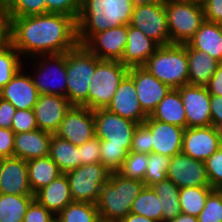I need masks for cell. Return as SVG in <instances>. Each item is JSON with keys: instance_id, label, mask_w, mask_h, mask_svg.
<instances>
[{"instance_id": "1", "label": "cell", "mask_w": 222, "mask_h": 222, "mask_svg": "<svg viewBox=\"0 0 222 222\" xmlns=\"http://www.w3.org/2000/svg\"><path fill=\"white\" fill-rule=\"evenodd\" d=\"M9 18L11 44L22 59L29 58L32 67L34 57L62 54L79 44L77 20L73 17L59 13H45Z\"/></svg>"}, {"instance_id": "2", "label": "cell", "mask_w": 222, "mask_h": 222, "mask_svg": "<svg viewBox=\"0 0 222 222\" xmlns=\"http://www.w3.org/2000/svg\"><path fill=\"white\" fill-rule=\"evenodd\" d=\"M133 9L131 0H82L77 18L79 44L96 33L129 24Z\"/></svg>"}, {"instance_id": "3", "label": "cell", "mask_w": 222, "mask_h": 222, "mask_svg": "<svg viewBox=\"0 0 222 222\" xmlns=\"http://www.w3.org/2000/svg\"><path fill=\"white\" fill-rule=\"evenodd\" d=\"M144 186V182L112 172L96 203L100 220L120 222L131 213L132 204Z\"/></svg>"}, {"instance_id": "4", "label": "cell", "mask_w": 222, "mask_h": 222, "mask_svg": "<svg viewBox=\"0 0 222 222\" xmlns=\"http://www.w3.org/2000/svg\"><path fill=\"white\" fill-rule=\"evenodd\" d=\"M142 67L171 89L187 85L186 43L159 46Z\"/></svg>"}, {"instance_id": "5", "label": "cell", "mask_w": 222, "mask_h": 222, "mask_svg": "<svg viewBox=\"0 0 222 222\" xmlns=\"http://www.w3.org/2000/svg\"><path fill=\"white\" fill-rule=\"evenodd\" d=\"M100 61L81 44L66 52V97L72 106L88 108L89 85Z\"/></svg>"}, {"instance_id": "6", "label": "cell", "mask_w": 222, "mask_h": 222, "mask_svg": "<svg viewBox=\"0 0 222 222\" xmlns=\"http://www.w3.org/2000/svg\"><path fill=\"white\" fill-rule=\"evenodd\" d=\"M171 44H185L205 21L201 4L181 0H165Z\"/></svg>"}, {"instance_id": "7", "label": "cell", "mask_w": 222, "mask_h": 222, "mask_svg": "<svg viewBox=\"0 0 222 222\" xmlns=\"http://www.w3.org/2000/svg\"><path fill=\"white\" fill-rule=\"evenodd\" d=\"M129 68L120 61L101 60L95 68L88 90V108H106L119 86L128 74Z\"/></svg>"}, {"instance_id": "8", "label": "cell", "mask_w": 222, "mask_h": 222, "mask_svg": "<svg viewBox=\"0 0 222 222\" xmlns=\"http://www.w3.org/2000/svg\"><path fill=\"white\" fill-rule=\"evenodd\" d=\"M32 59L35 63V67H33L35 70L31 71L33 73L31 77L39 95L53 94L66 97V52L41 55Z\"/></svg>"}, {"instance_id": "9", "label": "cell", "mask_w": 222, "mask_h": 222, "mask_svg": "<svg viewBox=\"0 0 222 222\" xmlns=\"http://www.w3.org/2000/svg\"><path fill=\"white\" fill-rule=\"evenodd\" d=\"M111 171L101 163L81 165L66 174L73 201L96 204Z\"/></svg>"}, {"instance_id": "10", "label": "cell", "mask_w": 222, "mask_h": 222, "mask_svg": "<svg viewBox=\"0 0 222 222\" xmlns=\"http://www.w3.org/2000/svg\"><path fill=\"white\" fill-rule=\"evenodd\" d=\"M129 25L142 31L159 46L171 44L165 0L134 7Z\"/></svg>"}, {"instance_id": "11", "label": "cell", "mask_w": 222, "mask_h": 222, "mask_svg": "<svg viewBox=\"0 0 222 222\" xmlns=\"http://www.w3.org/2000/svg\"><path fill=\"white\" fill-rule=\"evenodd\" d=\"M95 136L107 145L131 146L138 123L125 119L106 108L93 110Z\"/></svg>"}, {"instance_id": "12", "label": "cell", "mask_w": 222, "mask_h": 222, "mask_svg": "<svg viewBox=\"0 0 222 222\" xmlns=\"http://www.w3.org/2000/svg\"><path fill=\"white\" fill-rule=\"evenodd\" d=\"M55 136L80 146L95 136L93 110L84 106H71Z\"/></svg>"}, {"instance_id": "13", "label": "cell", "mask_w": 222, "mask_h": 222, "mask_svg": "<svg viewBox=\"0 0 222 222\" xmlns=\"http://www.w3.org/2000/svg\"><path fill=\"white\" fill-rule=\"evenodd\" d=\"M128 24L92 35L83 46L100 60L121 61L127 45Z\"/></svg>"}, {"instance_id": "14", "label": "cell", "mask_w": 222, "mask_h": 222, "mask_svg": "<svg viewBox=\"0 0 222 222\" xmlns=\"http://www.w3.org/2000/svg\"><path fill=\"white\" fill-rule=\"evenodd\" d=\"M178 90L185 109L187 128L212 126L211 95L207 87L187 84Z\"/></svg>"}, {"instance_id": "15", "label": "cell", "mask_w": 222, "mask_h": 222, "mask_svg": "<svg viewBox=\"0 0 222 222\" xmlns=\"http://www.w3.org/2000/svg\"><path fill=\"white\" fill-rule=\"evenodd\" d=\"M167 178L180 189L211 186L207 177L205 162L195 160L182 152L170 158Z\"/></svg>"}, {"instance_id": "16", "label": "cell", "mask_w": 222, "mask_h": 222, "mask_svg": "<svg viewBox=\"0 0 222 222\" xmlns=\"http://www.w3.org/2000/svg\"><path fill=\"white\" fill-rule=\"evenodd\" d=\"M128 75L134 80L136 95L143 112L150 116L171 88L142 66L129 68Z\"/></svg>"}, {"instance_id": "17", "label": "cell", "mask_w": 222, "mask_h": 222, "mask_svg": "<svg viewBox=\"0 0 222 222\" xmlns=\"http://www.w3.org/2000/svg\"><path fill=\"white\" fill-rule=\"evenodd\" d=\"M221 146L219 130L214 126L185 128L181 152L205 162Z\"/></svg>"}, {"instance_id": "18", "label": "cell", "mask_w": 222, "mask_h": 222, "mask_svg": "<svg viewBox=\"0 0 222 222\" xmlns=\"http://www.w3.org/2000/svg\"><path fill=\"white\" fill-rule=\"evenodd\" d=\"M151 130V153L162 154L169 158L181 153L185 128L153 119L144 121Z\"/></svg>"}, {"instance_id": "19", "label": "cell", "mask_w": 222, "mask_h": 222, "mask_svg": "<svg viewBox=\"0 0 222 222\" xmlns=\"http://www.w3.org/2000/svg\"><path fill=\"white\" fill-rule=\"evenodd\" d=\"M71 106L67 97L53 94L39 95L33 108L38 129L54 134Z\"/></svg>"}, {"instance_id": "20", "label": "cell", "mask_w": 222, "mask_h": 222, "mask_svg": "<svg viewBox=\"0 0 222 222\" xmlns=\"http://www.w3.org/2000/svg\"><path fill=\"white\" fill-rule=\"evenodd\" d=\"M106 109L138 124L148 118L137 98L134 80L128 74L120 82Z\"/></svg>"}, {"instance_id": "21", "label": "cell", "mask_w": 222, "mask_h": 222, "mask_svg": "<svg viewBox=\"0 0 222 222\" xmlns=\"http://www.w3.org/2000/svg\"><path fill=\"white\" fill-rule=\"evenodd\" d=\"M23 67L0 90V98L9 101L18 110L33 109L39 97L38 90L29 75L31 73L27 74Z\"/></svg>"}, {"instance_id": "22", "label": "cell", "mask_w": 222, "mask_h": 222, "mask_svg": "<svg viewBox=\"0 0 222 222\" xmlns=\"http://www.w3.org/2000/svg\"><path fill=\"white\" fill-rule=\"evenodd\" d=\"M0 193L34 195L29 185L26 160L17 157H7L2 160Z\"/></svg>"}, {"instance_id": "23", "label": "cell", "mask_w": 222, "mask_h": 222, "mask_svg": "<svg viewBox=\"0 0 222 222\" xmlns=\"http://www.w3.org/2000/svg\"><path fill=\"white\" fill-rule=\"evenodd\" d=\"M52 133L36 129L15 134L13 157L26 161L49 156Z\"/></svg>"}, {"instance_id": "24", "label": "cell", "mask_w": 222, "mask_h": 222, "mask_svg": "<svg viewBox=\"0 0 222 222\" xmlns=\"http://www.w3.org/2000/svg\"><path fill=\"white\" fill-rule=\"evenodd\" d=\"M128 38L121 63L128 68L143 66L159 45L139 29L128 24Z\"/></svg>"}, {"instance_id": "25", "label": "cell", "mask_w": 222, "mask_h": 222, "mask_svg": "<svg viewBox=\"0 0 222 222\" xmlns=\"http://www.w3.org/2000/svg\"><path fill=\"white\" fill-rule=\"evenodd\" d=\"M34 199L57 216L67 205L73 202L66 174H60L47 186L34 194Z\"/></svg>"}, {"instance_id": "26", "label": "cell", "mask_w": 222, "mask_h": 222, "mask_svg": "<svg viewBox=\"0 0 222 222\" xmlns=\"http://www.w3.org/2000/svg\"><path fill=\"white\" fill-rule=\"evenodd\" d=\"M187 44L192 49L206 52L213 59L222 63V30L220 23L205 20Z\"/></svg>"}, {"instance_id": "27", "label": "cell", "mask_w": 222, "mask_h": 222, "mask_svg": "<svg viewBox=\"0 0 222 222\" xmlns=\"http://www.w3.org/2000/svg\"><path fill=\"white\" fill-rule=\"evenodd\" d=\"M188 57V84L206 86L220 64L206 52L192 49L186 43Z\"/></svg>"}, {"instance_id": "28", "label": "cell", "mask_w": 222, "mask_h": 222, "mask_svg": "<svg viewBox=\"0 0 222 222\" xmlns=\"http://www.w3.org/2000/svg\"><path fill=\"white\" fill-rule=\"evenodd\" d=\"M153 119L187 128L185 109L178 89H171L150 115Z\"/></svg>"}, {"instance_id": "29", "label": "cell", "mask_w": 222, "mask_h": 222, "mask_svg": "<svg viewBox=\"0 0 222 222\" xmlns=\"http://www.w3.org/2000/svg\"><path fill=\"white\" fill-rule=\"evenodd\" d=\"M49 156L64 174L81 166L79 146L54 134L50 143Z\"/></svg>"}, {"instance_id": "30", "label": "cell", "mask_w": 222, "mask_h": 222, "mask_svg": "<svg viewBox=\"0 0 222 222\" xmlns=\"http://www.w3.org/2000/svg\"><path fill=\"white\" fill-rule=\"evenodd\" d=\"M27 169L29 185L33 194L62 174L50 156L27 161Z\"/></svg>"}, {"instance_id": "31", "label": "cell", "mask_w": 222, "mask_h": 222, "mask_svg": "<svg viewBox=\"0 0 222 222\" xmlns=\"http://www.w3.org/2000/svg\"><path fill=\"white\" fill-rule=\"evenodd\" d=\"M162 205V222L176 218L181 213L179 190L170 179L166 178L151 186Z\"/></svg>"}, {"instance_id": "32", "label": "cell", "mask_w": 222, "mask_h": 222, "mask_svg": "<svg viewBox=\"0 0 222 222\" xmlns=\"http://www.w3.org/2000/svg\"><path fill=\"white\" fill-rule=\"evenodd\" d=\"M34 195L0 193V222H23L24 215Z\"/></svg>"}, {"instance_id": "33", "label": "cell", "mask_w": 222, "mask_h": 222, "mask_svg": "<svg viewBox=\"0 0 222 222\" xmlns=\"http://www.w3.org/2000/svg\"><path fill=\"white\" fill-rule=\"evenodd\" d=\"M213 190L211 186L181 188L179 190L181 212L197 217L203 210L208 195Z\"/></svg>"}, {"instance_id": "34", "label": "cell", "mask_w": 222, "mask_h": 222, "mask_svg": "<svg viewBox=\"0 0 222 222\" xmlns=\"http://www.w3.org/2000/svg\"><path fill=\"white\" fill-rule=\"evenodd\" d=\"M131 213L162 222V205L152 187L144 186L132 204Z\"/></svg>"}, {"instance_id": "35", "label": "cell", "mask_w": 222, "mask_h": 222, "mask_svg": "<svg viewBox=\"0 0 222 222\" xmlns=\"http://www.w3.org/2000/svg\"><path fill=\"white\" fill-rule=\"evenodd\" d=\"M56 218L59 222H99L100 217L94 203L71 202Z\"/></svg>"}, {"instance_id": "36", "label": "cell", "mask_w": 222, "mask_h": 222, "mask_svg": "<svg viewBox=\"0 0 222 222\" xmlns=\"http://www.w3.org/2000/svg\"><path fill=\"white\" fill-rule=\"evenodd\" d=\"M21 58L19 52L12 44L0 50V90L24 66L25 61Z\"/></svg>"}, {"instance_id": "37", "label": "cell", "mask_w": 222, "mask_h": 222, "mask_svg": "<svg viewBox=\"0 0 222 222\" xmlns=\"http://www.w3.org/2000/svg\"><path fill=\"white\" fill-rule=\"evenodd\" d=\"M4 11L8 17H26L46 13L45 0H4Z\"/></svg>"}, {"instance_id": "38", "label": "cell", "mask_w": 222, "mask_h": 222, "mask_svg": "<svg viewBox=\"0 0 222 222\" xmlns=\"http://www.w3.org/2000/svg\"><path fill=\"white\" fill-rule=\"evenodd\" d=\"M149 155L130 151L117 171L123 177L143 182L147 171Z\"/></svg>"}, {"instance_id": "39", "label": "cell", "mask_w": 222, "mask_h": 222, "mask_svg": "<svg viewBox=\"0 0 222 222\" xmlns=\"http://www.w3.org/2000/svg\"><path fill=\"white\" fill-rule=\"evenodd\" d=\"M130 152V146L107 145L100 140V163L111 172H117Z\"/></svg>"}, {"instance_id": "40", "label": "cell", "mask_w": 222, "mask_h": 222, "mask_svg": "<svg viewBox=\"0 0 222 222\" xmlns=\"http://www.w3.org/2000/svg\"><path fill=\"white\" fill-rule=\"evenodd\" d=\"M169 160V157L162 154L153 152L149 154V162L143 181L145 186L151 187L167 178Z\"/></svg>"}, {"instance_id": "41", "label": "cell", "mask_w": 222, "mask_h": 222, "mask_svg": "<svg viewBox=\"0 0 222 222\" xmlns=\"http://www.w3.org/2000/svg\"><path fill=\"white\" fill-rule=\"evenodd\" d=\"M198 222H222V193L214 189L206 200L205 206L197 216Z\"/></svg>"}, {"instance_id": "42", "label": "cell", "mask_w": 222, "mask_h": 222, "mask_svg": "<svg viewBox=\"0 0 222 222\" xmlns=\"http://www.w3.org/2000/svg\"><path fill=\"white\" fill-rule=\"evenodd\" d=\"M205 166L211 187L219 190L222 187V146L205 161Z\"/></svg>"}, {"instance_id": "43", "label": "cell", "mask_w": 222, "mask_h": 222, "mask_svg": "<svg viewBox=\"0 0 222 222\" xmlns=\"http://www.w3.org/2000/svg\"><path fill=\"white\" fill-rule=\"evenodd\" d=\"M46 13H59L77 20L82 0H45Z\"/></svg>"}, {"instance_id": "44", "label": "cell", "mask_w": 222, "mask_h": 222, "mask_svg": "<svg viewBox=\"0 0 222 222\" xmlns=\"http://www.w3.org/2000/svg\"><path fill=\"white\" fill-rule=\"evenodd\" d=\"M38 129L33 109H16L11 130L16 133L31 132Z\"/></svg>"}, {"instance_id": "45", "label": "cell", "mask_w": 222, "mask_h": 222, "mask_svg": "<svg viewBox=\"0 0 222 222\" xmlns=\"http://www.w3.org/2000/svg\"><path fill=\"white\" fill-rule=\"evenodd\" d=\"M130 151L148 155L151 153V130L144 123H140L136 127Z\"/></svg>"}, {"instance_id": "46", "label": "cell", "mask_w": 222, "mask_h": 222, "mask_svg": "<svg viewBox=\"0 0 222 222\" xmlns=\"http://www.w3.org/2000/svg\"><path fill=\"white\" fill-rule=\"evenodd\" d=\"M81 165L100 163V139L94 136L79 146Z\"/></svg>"}, {"instance_id": "47", "label": "cell", "mask_w": 222, "mask_h": 222, "mask_svg": "<svg viewBox=\"0 0 222 222\" xmlns=\"http://www.w3.org/2000/svg\"><path fill=\"white\" fill-rule=\"evenodd\" d=\"M56 216L35 199L30 203L24 215L23 222H51Z\"/></svg>"}, {"instance_id": "48", "label": "cell", "mask_w": 222, "mask_h": 222, "mask_svg": "<svg viewBox=\"0 0 222 222\" xmlns=\"http://www.w3.org/2000/svg\"><path fill=\"white\" fill-rule=\"evenodd\" d=\"M202 7L205 20L222 23V0H205Z\"/></svg>"}, {"instance_id": "49", "label": "cell", "mask_w": 222, "mask_h": 222, "mask_svg": "<svg viewBox=\"0 0 222 222\" xmlns=\"http://www.w3.org/2000/svg\"><path fill=\"white\" fill-rule=\"evenodd\" d=\"M15 133L11 129L0 128V154L4 157H13Z\"/></svg>"}, {"instance_id": "50", "label": "cell", "mask_w": 222, "mask_h": 222, "mask_svg": "<svg viewBox=\"0 0 222 222\" xmlns=\"http://www.w3.org/2000/svg\"><path fill=\"white\" fill-rule=\"evenodd\" d=\"M15 111L12 103L0 98V128L11 129Z\"/></svg>"}, {"instance_id": "51", "label": "cell", "mask_w": 222, "mask_h": 222, "mask_svg": "<svg viewBox=\"0 0 222 222\" xmlns=\"http://www.w3.org/2000/svg\"><path fill=\"white\" fill-rule=\"evenodd\" d=\"M11 44V20L4 9L0 12V50Z\"/></svg>"}, {"instance_id": "52", "label": "cell", "mask_w": 222, "mask_h": 222, "mask_svg": "<svg viewBox=\"0 0 222 222\" xmlns=\"http://www.w3.org/2000/svg\"><path fill=\"white\" fill-rule=\"evenodd\" d=\"M210 110L211 124L218 129L222 125V96L211 95Z\"/></svg>"}, {"instance_id": "53", "label": "cell", "mask_w": 222, "mask_h": 222, "mask_svg": "<svg viewBox=\"0 0 222 222\" xmlns=\"http://www.w3.org/2000/svg\"><path fill=\"white\" fill-rule=\"evenodd\" d=\"M206 87L210 95L222 96V63L217 66Z\"/></svg>"}, {"instance_id": "54", "label": "cell", "mask_w": 222, "mask_h": 222, "mask_svg": "<svg viewBox=\"0 0 222 222\" xmlns=\"http://www.w3.org/2000/svg\"><path fill=\"white\" fill-rule=\"evenodd\" d=\"M120 222H158L142 215L129 213Z\"/></svg>"}, {"instance_id": "55", "label": "cell", "mask_w": 222, "mask_h": 222, "mask_svg": "<svg viewBox=\"0 0 222 222\" xmlns=\"http://www.w3.org/2000/svg\"><path fill=\"white\" fill-rule=\"evenodd\" d=\"M165 222H198V219L195 216L184 214L181 212L176 218Z\"/></svg>"}, {"instance_id": "56", "label": "cell", "mask_w": 222, "mask_h": 222, "mask_svg": "<svg viewBox=\"0 0 222 222\" xmlns=\"http://www.w3.org/2000/svg\"><path fill=\"white\" fill-rule=\"evenodd\" d=\"M134 7L139 5H150L160 0H131Z\"/></svg>"}, {"instance_id": "57", "label": "cell", "mask_w": 222, "mask_h": 222, "mask_svg": "<svg viewBox=\"0 0 222 222\" xmlns=\"http://www.w3.org/2000/svg\"><path fill=\"white\" fill-rule=\"evenodd\" d=\"M184 2H193V3H197V4H203L205 2V0H181Z\"/></svg>"}, {"instance_id": "58", "label": "cell", "mask_w": 222, "mask_h": 222, "mask_svg": "<svg viewBox=\"0 0 222 222\" xmlns=\"http://www.w3.org/2000/svg\"><path fill=\"white\" fill-rule=\"evenodd\" d=\"M4 9V2L0 0V12Z\"/></svg>"}, {"instance_id": "59", "label": "cell", "mask_w": 222, "mask_h": 222, "mask_svg": "<svg viewBox=\"0 0 222 222\" xmlns=\"http://www.w3.org/2000/svg\"><path fill=\"white\" fill-rule=\"evenodd\" d=\"M218 130H219L220 137H221V140H222V125L218 128Z\"/></svg>"}, {"instance_id": "60", "label": "cell", "mask_w": 222, "mask_h": 222, "mask_svg": "<svg viewBox=\"0 0 222 222\" xmlns=\"http://www.w3.org/2000/svg\"><path fill=\"white\" fill-rule=\"evenodd\" d=\"M1 172H2V161H0V176H1Z\"/></svg>"}, {"instance_id": "61", "label": "cell", "mask_w": 222, "mask_h": 222, "mask_svg": "<svg viewBox=\"0 0 222 222\" xmlns=\"http://www.w3.org/2000/svg\"><path fill=\"white\" fill-rule=\"evenodd\" d=\"M51 222H59V220L57 218H55L53 221Z\"/></svg>"}, {"instance_id": "62", "label": "cell", "mask_w": 222, "mask_h": 222, "mask_svg": "<svg viewBox=\"0 0 222 222\" xmlns=\"http://www.w3.org/2000/svg\"><path fill=\"white\" fill-rule=\"evenodd\" d=\"M4 159V157L0 154V161H2Z\"/></svg>"}]
</instances>
